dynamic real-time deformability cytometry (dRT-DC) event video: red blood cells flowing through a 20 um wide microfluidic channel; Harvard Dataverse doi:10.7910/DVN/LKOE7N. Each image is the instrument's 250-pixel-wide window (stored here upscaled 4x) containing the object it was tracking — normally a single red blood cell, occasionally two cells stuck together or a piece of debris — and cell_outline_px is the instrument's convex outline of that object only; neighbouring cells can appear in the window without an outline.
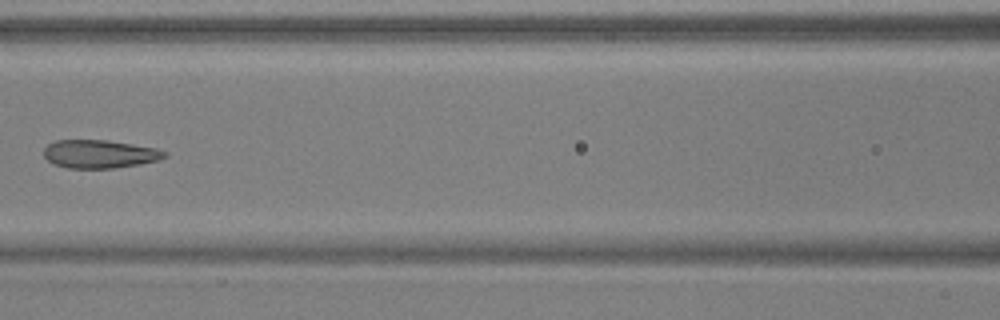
{"species": "common noctule bat (a hibernating species)", "species_latin": "Nyctalus noctula", "temperature_condition": "warm", "stored_images_in_passage": 6, "camera_frame_rate_fps": 3000, "um_per_image_px": 0.085, "animal": {"sex": "male", "body_mass_g": 17.9, "forearm_length_mm": 54.2}, "frame": {"image": 1, "passage_image": 6, "time_ms": 1.667, "image_size_px": [1000, 320], "cell_outline_px": [[168, 156], [160, 160], [140, 164], [116, 168], [68, 168], [52, 164], [44, 156], [44, 148], [48, 144], [56, 140], [108, 140], [156, 148], [168, 152]], "centroid_in_image_um": [8.49, 13.09], "position_along_channel_um": 158.1, "area_um2": 20.06}}